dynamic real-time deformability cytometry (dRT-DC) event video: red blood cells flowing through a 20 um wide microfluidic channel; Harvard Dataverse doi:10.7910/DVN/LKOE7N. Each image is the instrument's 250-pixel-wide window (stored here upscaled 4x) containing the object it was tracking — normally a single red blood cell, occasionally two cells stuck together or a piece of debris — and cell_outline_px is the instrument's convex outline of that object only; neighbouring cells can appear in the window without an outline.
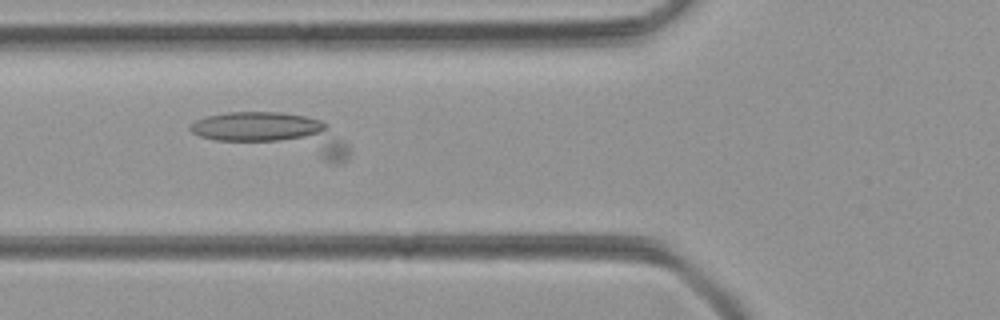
{"species": "common noctule bat (a hibernating species)", "species_latin": "Nyctalus noctula", "temperature_condition": "room temperature", "stored_images_in_passage": 23, "camera_frame_rate_fps": 3000, "um_per_image_px": 0.085, "animal": {"sex": "female", "body_mass_g": 21.9}, "frame": {"image": 1, "passage_image": 7, "time_ms": 2.0, "image_size_px": [1000, 320], "cell_outline_px": [[348, 160], [340, 164], [336, 164], [216, 140], [200, 136], [192, 132], [188, 128], [188, 124], [196, 120], [208, 116], [228, 112], [280, 112], [304, 116], [320, 120], [328, 124], [348, 144]], "centroid_in_image_um": [23.44, 11.41], "position_along_channel_um": 102.4, "area_um2": 37.69}}